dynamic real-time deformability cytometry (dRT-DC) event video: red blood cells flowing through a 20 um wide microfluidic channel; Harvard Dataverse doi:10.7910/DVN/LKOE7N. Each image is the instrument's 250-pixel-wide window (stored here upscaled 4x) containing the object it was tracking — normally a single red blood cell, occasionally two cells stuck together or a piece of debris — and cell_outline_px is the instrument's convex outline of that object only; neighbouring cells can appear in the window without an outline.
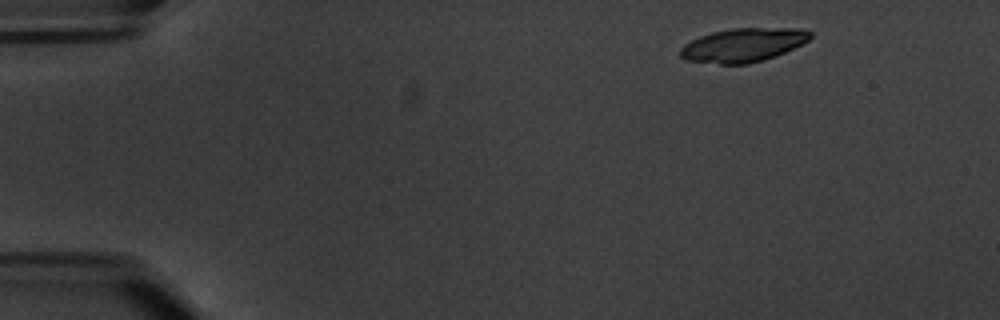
{"species": "common noctule bat (a hibernating species)", "species_latin": "Nyctalus noctula", "temperature_condition": "warm", "stored_images_in_passage": 4, "camera_frame_rate_fps": 3000, "um_per_image_px": 0.085, "animal": {"sex": "male", "body_mass_g": 20.1, "forearm_length_mm": 53.5}, "frame": {"image": 1, "passage_image": 1, "time_ms": 0.0, "image_size_px": [1000, 320], "cell_outline_px": [[812, 36], [808, 40], [784, 52], [764, 60], [748, 64], [720, 64], [684, 60], [680, 56], [680, 48], [684, 44], [700, 36], [712, 32], [732, 28], [800, 28], [812, 32]], "centroid_in_image_um": [63.14, 3.83], "position_along_channel_um": 21.9, "area_um2": 25.49}}